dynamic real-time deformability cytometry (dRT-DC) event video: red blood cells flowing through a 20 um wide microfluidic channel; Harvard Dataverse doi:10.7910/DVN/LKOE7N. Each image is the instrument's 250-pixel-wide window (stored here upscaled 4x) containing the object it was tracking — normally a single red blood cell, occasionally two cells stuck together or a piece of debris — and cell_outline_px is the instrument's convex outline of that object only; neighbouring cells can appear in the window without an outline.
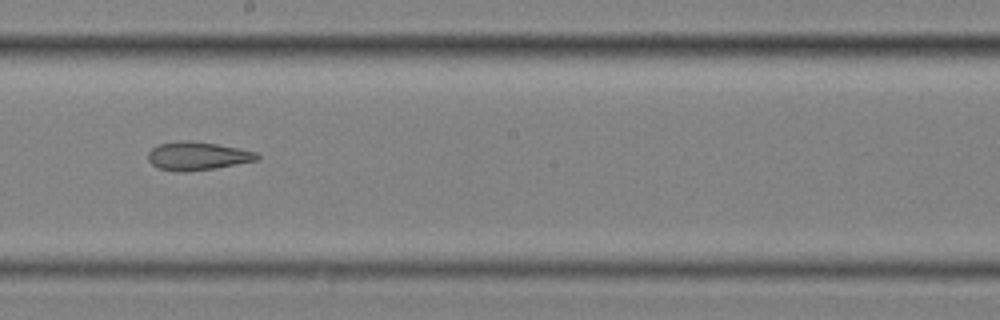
{"species": "common noctule bat (a hibernating species)", "species_latin": "Nyctalus noctula", "temperature_condition": "cold", "stored_images_in_passage": 12, "camera_frame_rate_fps": 3000, "um_per_image_px": 0.085, "animal": {"sex": "female", "body_mass_g": 25.1}, "frame": {"image": 1, "passage_image": 6, "time_ms": 1.667, "image_size_px": [1000, 320], "cell_outline_px": [[260, 160], [212, 168], [184, 172], [180, 172], [160, 168], [152, 164], [148, 160], [148, 152], [156, 144], [176, 140], [192, 140], [216, 144], [256, 152], [260, 156]], "centroid_in_image_um": [16.75, 13.24], "position_along_channel_um": 231.4, "area_um2": 17.98}}
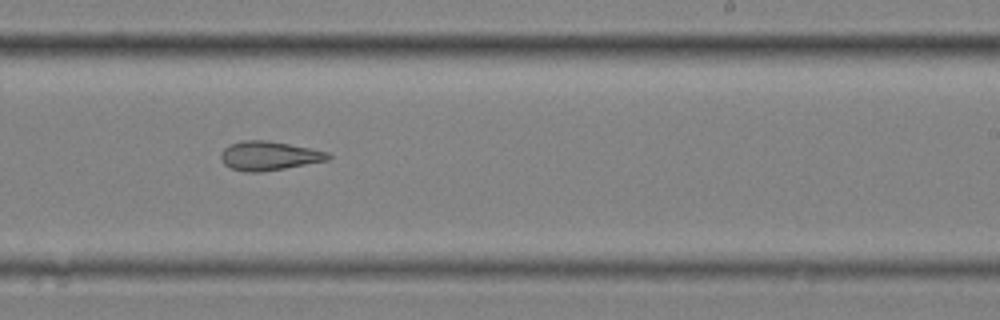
{"frame": {"image": 2, "passage_image": 7, "time_ms": 2.0, "image_size_px": [1000, 320], "cell_outline_px": [[332, 156], [328, 160], [284, 168], [260, 172], [244, 172], [232, 168], [224, 164], [220, 160], [220, 156], [224, 148], [228, 144], [240, 140], [268, 140], [312, 148], [328, 152]], "centroid_in_image_um": [22.84, 13.23], "position_along_channel_um": 266.2, "area_um2": 18.26}}
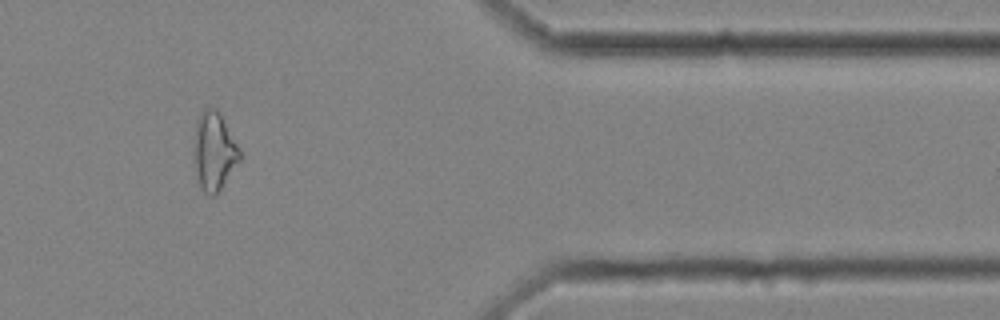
{"frame": {"image": 3, "passage_image": 10, "time_ms": 3.0, "image_size_px": [1000, 320], "cell_outline_px": [[240, 160], [216, 196], [208, 196], [200, 188], [196, 168], [196, 120], [200, 112], [204, 108], [216, 108], [220, 112], [240, 148]], "centroid_in_image_um": [18.24, 12.85], "position_along_channel_um": 393.2, "area_um2": 20.58}}